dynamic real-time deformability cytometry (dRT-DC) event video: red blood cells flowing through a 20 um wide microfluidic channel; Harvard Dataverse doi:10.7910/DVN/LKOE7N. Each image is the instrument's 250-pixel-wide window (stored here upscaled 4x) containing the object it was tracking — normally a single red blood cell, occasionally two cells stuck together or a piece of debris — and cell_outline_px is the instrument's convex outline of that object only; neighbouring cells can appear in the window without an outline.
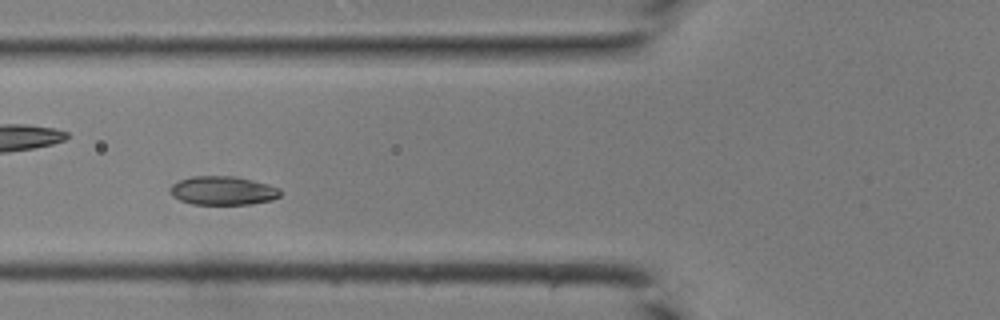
{"species": "common noctule bat (a hibernating species)", "species_latin": "Nyctalus noctula", "temperature_condition": "room temperature", "stored_images_in_passage": 42, "camera_frame_rate_fps": 3000, "um_per_image_px": 0.085, "animal": {"sex": "male", "body_mass_g": 19.0, "forearm_length_mm": 50.8}, "frame": {"image": 1, "passage_image": 16, "time_ms": 5.0, "image_size_px": [1000, 320], "cell_outline_px": [[280, 196], [272, 200], [252, 204], [192, 204], [180, 200], [172, 196], [168, 188], [172, 184], [180, 180], [192, 176], [236, 176], [268, 184], [280, 188]], "centroid_in_image_um": [18.94, 16.2], "position_along_channel_um": 106.9, "area_um2": 18.55}}
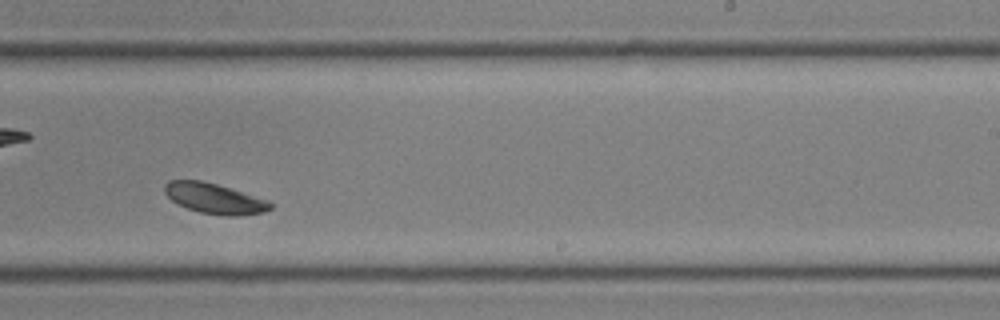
{"frame": {"image": 2, "passage_image": 27, "time_ms": 8.667, "image_size_px": [1000, 320], "cell_outline_px": [[272, 208], [264, 212], [240, 216], [228, 216], [200, 212], [188, 208], [172, 200], [164, 192], [164, 184], [168, 180], [204, 180], [268, 200], [272, 204]], "centroid_in_image_um": [18.23, 16.86], "position_along_channel_um": 270.8, "area_um2": 18.61}}
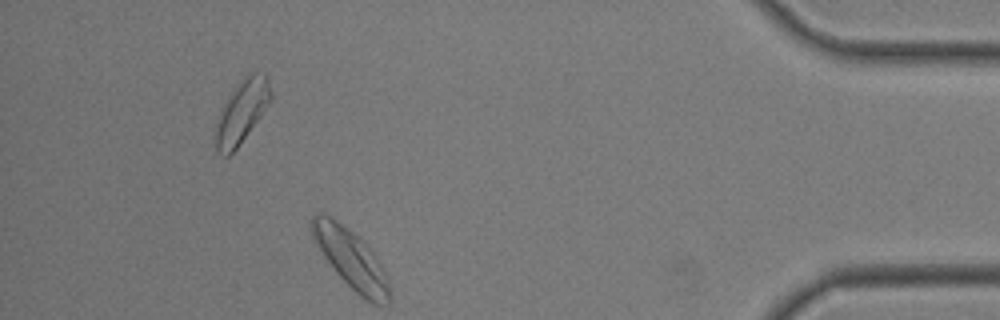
{"frame": {"image": 3, "passage_image": 39, "time_ms": 12.667, "image_size_px": [1000, 320], "cell_outline_px": [[388, 304], [372, 304], [364, 300], [336, 272], [324, 256], [316, 244], [312, 236], [308, 224], [312, 216], [316, 212], [324, 212], [332, 216], [360, 236], [372, 248], [388, 280]], "centroid_in_image_um": [29.78, 21.91], "position_along_channel_um": 405.4, "area_um2": 26.99}}